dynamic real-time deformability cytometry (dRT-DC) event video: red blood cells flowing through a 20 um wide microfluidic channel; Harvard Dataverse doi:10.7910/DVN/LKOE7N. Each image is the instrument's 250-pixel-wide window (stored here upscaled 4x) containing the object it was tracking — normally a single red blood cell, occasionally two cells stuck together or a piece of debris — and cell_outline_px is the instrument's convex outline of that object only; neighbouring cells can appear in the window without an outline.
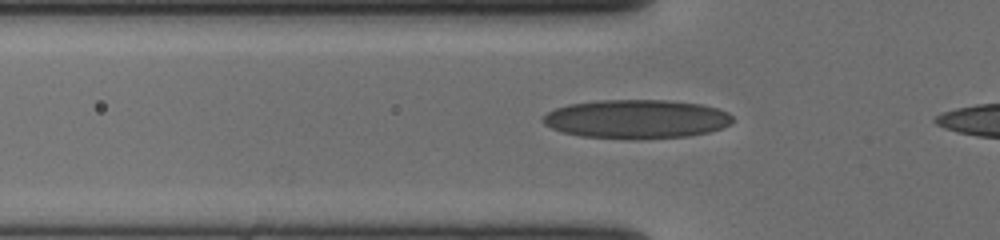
{"species": "human", "species_latin": "Homo sapiens", "temperature_condition": "cold", "stored_images_in_passage": 39, "camera_frame_rate_fps": 3000, "um_per_image_px": 0.085, "donor": {"sex": "female"}, "frame": {"image": 1, "passage_image": 11, "time_ms": 3.333, "image_size_px": [1000, 240], "cell_outline_px": [[732, 124], [724, 128], [708, 132], [688, 136], [640, 140], [632, 140], [580, 136], [560, 132], [544, 124], [540, 120], [540, 116], [556, 108], [568, 104], [596, 100], [668, 100], [704, 104], [728, 112], [732, 116]], "centroid_in_image_um": [54.08, 10.13], "position_along_channel_um": 71.7, "area_um2": 43.81}}
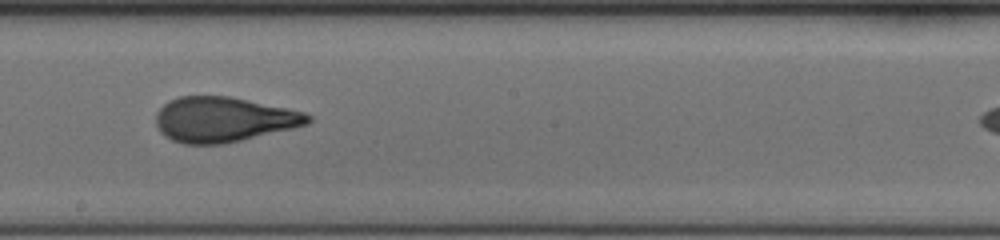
{"frame": {"image": 2, "passage_image": 24, "time_ms": 7.667, "image_size_px": [1000, 240], "cell_outline_px": [[312, 120], [308, 124], [292, 128], [224, 144], [184, 144], [172, 140], [164, 136], [160, 132], [156, 124], [156, 112], [168, 100], [180, 96], [228, 96], [304, 112], [312, 116]], "centroid_in_image_um": [18.96, 10.16], "position_along_channel_um": 229.2, "area_um2": 39.71}}
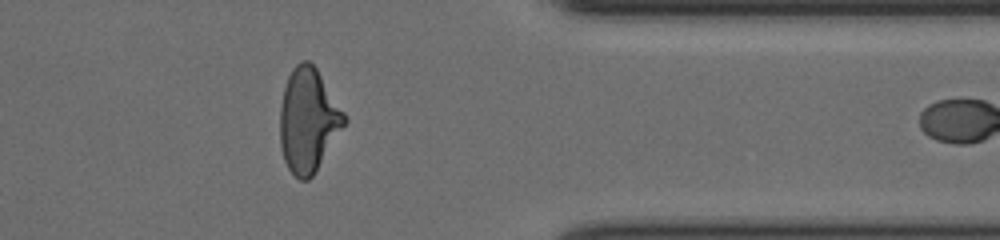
{"frame": {"image": 3, "passage_image": 38, "time_ms": 12.333, "image_size_px": [1000, 240], "cell_outline_px": [[348, 120], [312, 176], [308, 180], [300, 180], [288, 168], [284, 160], [280, 148], [280, 108], [284, 88], [288, 76], [292, 68], [300, 60], [308, 60], [316, 68], [344, 112]], "centroid_in_image_um": [26.18, 10.21], "position_along_channel_um": 385.2, "area_um2": 38.61}}